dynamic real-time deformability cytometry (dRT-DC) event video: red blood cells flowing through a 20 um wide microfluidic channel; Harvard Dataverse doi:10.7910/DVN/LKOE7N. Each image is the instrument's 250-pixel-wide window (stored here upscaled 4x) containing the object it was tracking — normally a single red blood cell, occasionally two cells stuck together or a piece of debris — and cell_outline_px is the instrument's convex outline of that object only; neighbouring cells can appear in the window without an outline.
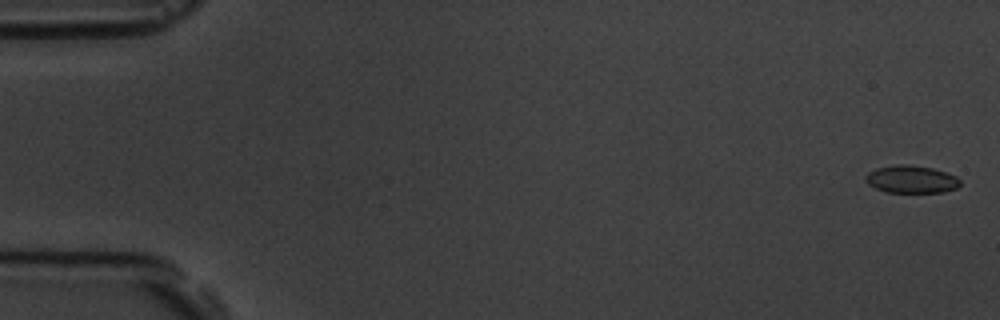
{"species": "common noctule bat (a hibernating species)", "species_latin": "Nyctalus noctula", "temperature_condition": "room temperature", "stored_images_in_passage": 59, "camera_frame_rate_fps": 3000, "um_per_image_px": 0.085, "animal": {"sex": "male", "body_mass_g": 19.5, "forearm_length_mm": 54.6}, "frame": {"image": 1, "passage_image": 2, "time_ms": 0.333, "image_size_px": [1000, 320], "cell_outline_px": [[960, 184], [956, 188], [944, 192], [888, 192], [876, 188], [868, 184], [864, 180], [864, 176], [868, 172], [876, 168], [896, 164], [908, 164], [932, 168], [956, 176], [960, 180]], "centroid_in_image_um": [77.43, 15.23], "position_along_channel_um": 7.6, "area_um2": 15.2}}
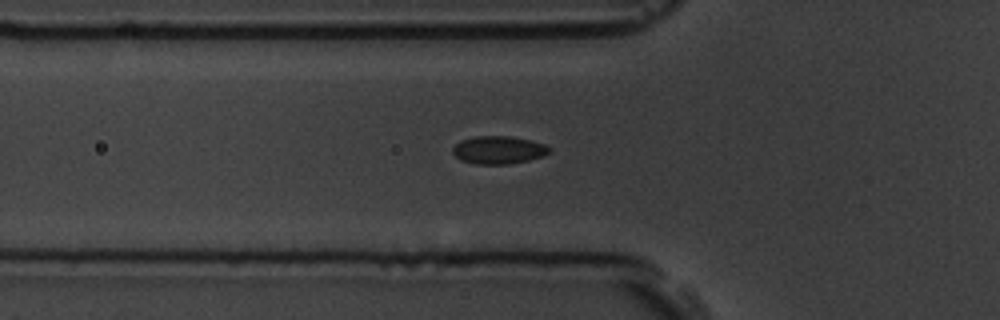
{"frame": {"image": 2, "passage_image": 21, "time_ms": 6.667, "image_size_px": [1000, 320], "cell_outline_px": [[552, 152], [544, 156], [528, 160], [508, 164], [472, 164], [460, 160], [452, 152], [452, 148], [460, 140], [476, 136], [508, 136], [532, 140], [544, 144], [552, 148]], "centroid_in_image_um": [42.39, 12.75], "position_along_channel_um": 83.4, "area_um2": 15.9}}
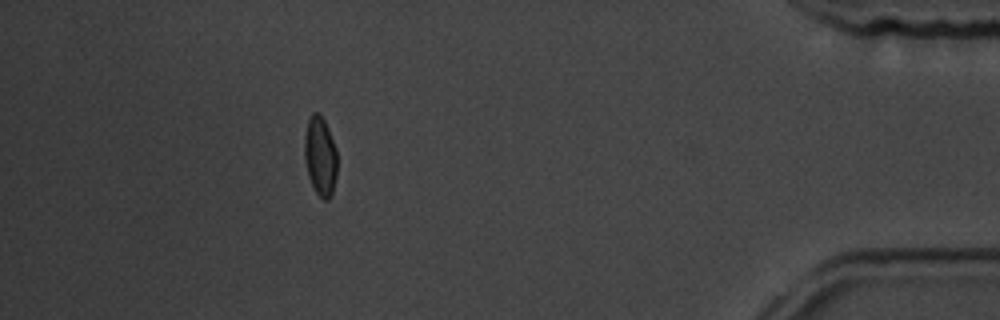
{"frame": {"image": 3, "passage_image": 53, "time_ms": 17.333, "image_size_px": [1000, 320], "cell_outline_px": [[336, 176], [332, 192], [328, 200], [324, 200], [316, 192], [308, 176], [304, 156], [304, 136], [308, 120], [312, 112], [320, 112], [328, 128], [336, 148]], "centroid_in_image_um": [27.21, 13.23], "position_along_channel_um": 408.0, "area_um2": 15.09}, "authors_computed_cell_mechanics": {"area_um2": 15.4904, "velocity_mm_per_s": 3.5367, "shape_relaxation_time_tau1_ms": 3.9165, "shape_relaxation_time_tau2_ms": 5.2518, "deformation_change_tau1": 0.0728, "deformation_change_tau2": 0.0474}}